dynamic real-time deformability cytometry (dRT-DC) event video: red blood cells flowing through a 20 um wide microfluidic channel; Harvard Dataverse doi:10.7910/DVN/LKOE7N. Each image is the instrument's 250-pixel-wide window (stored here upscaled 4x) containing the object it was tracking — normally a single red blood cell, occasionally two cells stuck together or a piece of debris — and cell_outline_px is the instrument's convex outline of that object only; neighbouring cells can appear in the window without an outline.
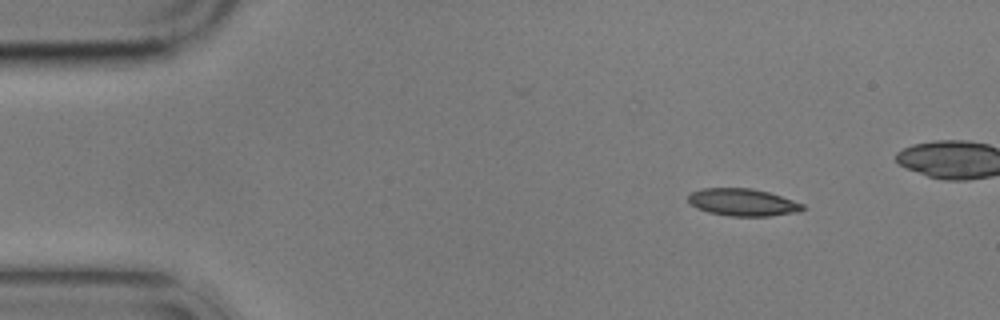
{"species": "common noctule bat (a hibernating species)", "species_latin": "Nyctalus noctula", "temperature_condition": "cold", "stored_images_in_passage": 8, "camera_frame_rate_fps": 3000, "um_per_image_px": 0.085, "animal": {"sex": "male", "body_mass_g": 17.9}, "frame": {"image": 1, "passage_image": 1, "time_ms": 0.0, "image_size_px": [1000, 320], "cell_outline_px": [[804, 208], [800, 212], [768, 216], [728, 216], [708, 212], [696, 208], [688, 200], [688, 196], [692, 192], [704, 188], [752, 188], [768, 192], [804, 204]], "centroid_in_image_um": [63.14, 17.2], "position_along_channel_um": 21.9, "area_um2": 18.15}}
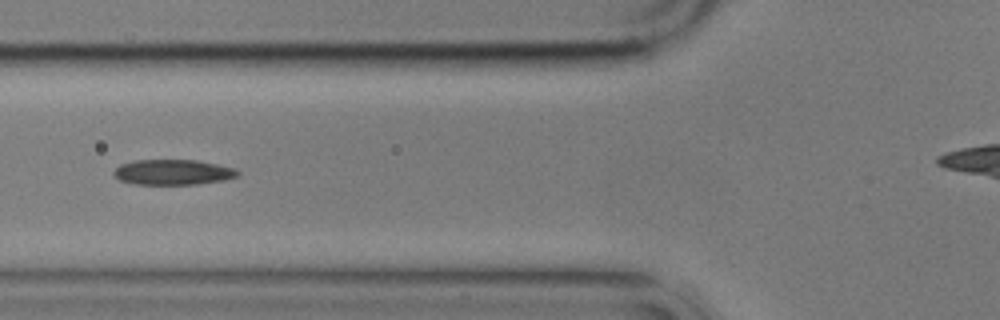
{"frame": {"image": 2, "passage_image": 5, "time_ms": 4.667, "image_size_px": [1000, 320], "cell_outline_px": [[240, 172], [236, 176], [224, 180], [196, 184], [132, 184], [120, 180], [112, 172], [120, 164], [136, 160], [196, 160], [216, 164], [232, 168]], "centroid_in_image_um": [14.66, 14.63], "position_along_channel_um": 111.1, "area_um2": 18.09}}
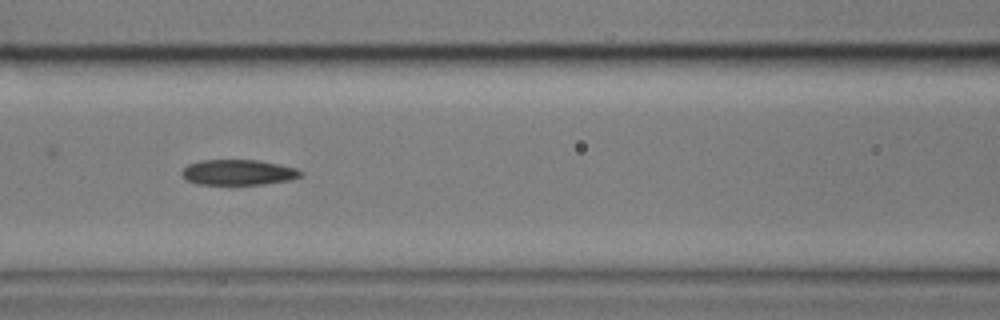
{"frame": {"image": 3, "passage_image": 6, "time_ms": 5.667, "image_size_px": [1000, 320], "cell_outline_px": [[304, 172], [300, 176], [292, 180], [264, 184], [196, 184], [188, 180], [180, 172], [188, 164], [200, 160], [260, 160], [280, 164], [296, 168]], "centroid_in_image_um": [20.29, 14.64], "position_along_channel_um": 146.3, "area_um2": 17.69}}